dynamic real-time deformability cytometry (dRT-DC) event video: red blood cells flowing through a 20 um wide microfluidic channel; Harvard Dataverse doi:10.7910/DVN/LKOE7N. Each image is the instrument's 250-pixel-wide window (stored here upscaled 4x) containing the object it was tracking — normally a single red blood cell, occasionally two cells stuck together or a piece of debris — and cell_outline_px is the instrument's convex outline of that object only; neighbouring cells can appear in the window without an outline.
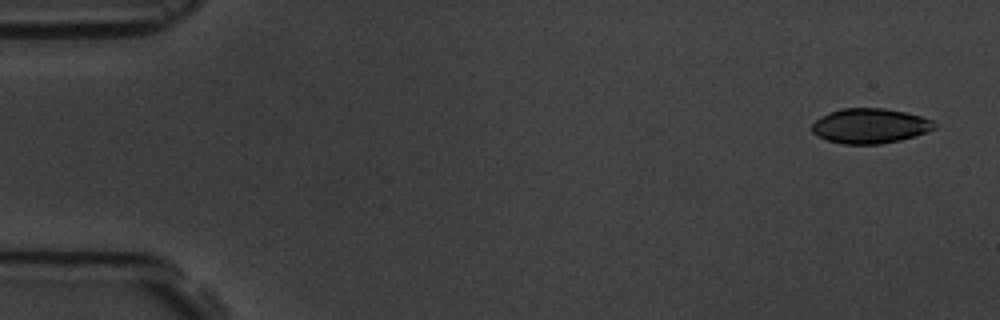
{"species": "common noctule bat (a hibernating species)", "species_latin": "Nyctalus noctula", "temperature_condition": "room temperature", "stored_images_in_passage": 3, "segment_of_instrument_passage": [2, 2], "camera_frame_rate_fps": 3000, "um_per_image_px": 0.085, "animal": {"sex": "male", "body_mass_g": 19.5, "forearm_length_mm": 54.6}, "frame": {"image": 1, "passage_image": 3, "time_ms": 2.333, "image_size_px": [1000, 320], "cell_outline_px": [[936, 128], [900, 140], [880, 144], [844, 144], [828, 140], [816, 136], [812, 132], [812, 124], [816, 120], [828, 112], [840, 108], [884, 108], [904, 112], [920, 116], [932, 120], [936, 124]], "centroid_in_image_um": [73.91, 10.69], "position_along_channel_um": 11.1, "area_um2": 24.8}}